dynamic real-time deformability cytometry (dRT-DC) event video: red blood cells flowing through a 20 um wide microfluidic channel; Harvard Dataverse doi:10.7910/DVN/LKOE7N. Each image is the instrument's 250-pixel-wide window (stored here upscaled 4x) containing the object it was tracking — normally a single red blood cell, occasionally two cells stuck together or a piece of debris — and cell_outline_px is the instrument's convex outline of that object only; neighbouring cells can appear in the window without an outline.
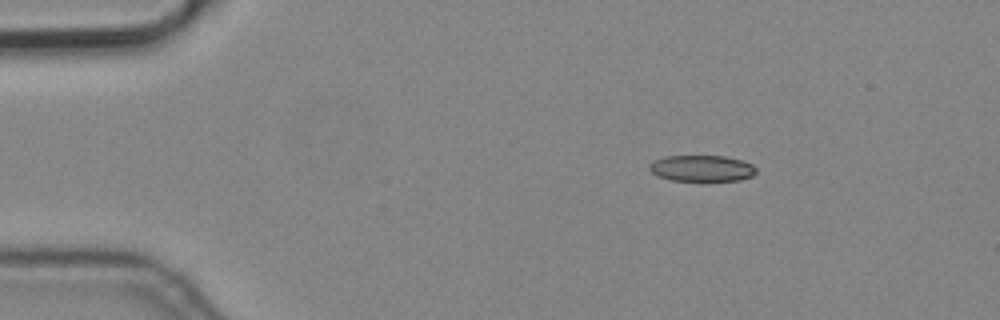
{"species": "common noctule bat (a hibernating species)", "species_latin": "Nyctalus noctula", "temperature_condition": "cold", "stored_images_in_passage": 4, "camera_frame_rate_fps": 3000, "um_per_image_px": 0.085, "animal": {"sex": "male", "body_mass_g": 19.2, "forearm_length_mm": 51.8}, "frame": {"image": 1, "passage_image": 1, "time_ms": 0.0, "image_size_px": [1000, 320], "cell_outline_px": [[756, 172], [752, 176], [740, 180], [672, 180], [656, 176], [648, 168], [648, 164], [652, 160], [664, 156], [724, 156], [740, 160], [752, 164], [756, 168]], "centroid_in_image_um": [59.6, 14.3], "position_along_channel_um": 25.4, "area_um2": 16.3}}
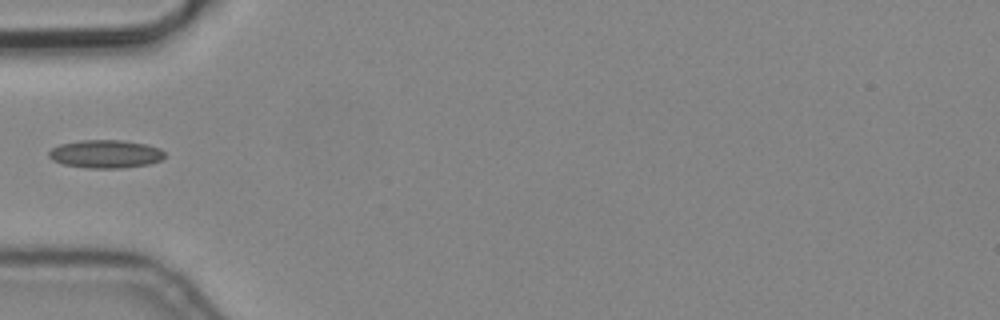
{"frame": {"image": 2, "passage_image": 4, "time_ms": 1.0, "image_size_px": [1000, 320], "cell_outline_px": [[164, 156], [160, 160], [148, 164], [120, 168], [88, 168], [64, 164], [52, 160], [48, 156], [48, 152], [52, 148], [60, 144], [80, 140], [120, 140], [144, 144], [160, 148], [164, 152]], "centroid_in_image_um": [8.94, 13.08], "position_along_channel_um": 76.1, "area_um2": 18.84}}